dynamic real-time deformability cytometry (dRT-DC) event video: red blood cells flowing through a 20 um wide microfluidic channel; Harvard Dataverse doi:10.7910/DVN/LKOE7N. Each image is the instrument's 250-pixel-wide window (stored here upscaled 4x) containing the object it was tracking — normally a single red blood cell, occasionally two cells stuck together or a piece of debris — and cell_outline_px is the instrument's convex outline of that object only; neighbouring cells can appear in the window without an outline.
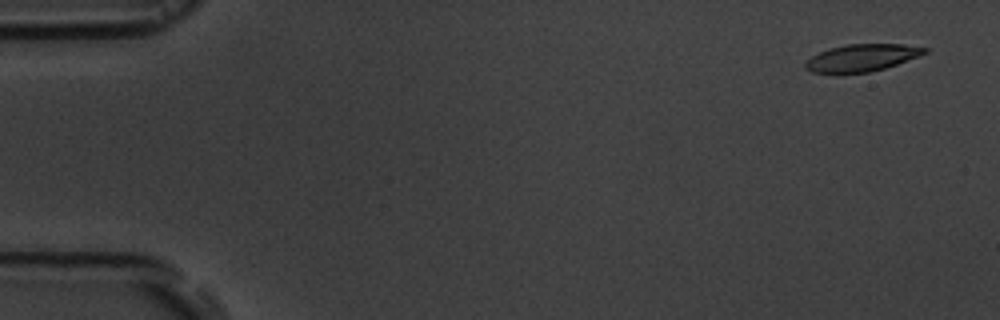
{"species": "common noctule bat (a hibernating species)", "species_latin": "Nyctalus noctula", "temperature_condition": "room temperature", "stored_images_in_passage": 5, "camera_frame_rate_fps": 3000, "um_per_image_px": 0.085, "animal": {"sex": "male", "body_mass_g": 19.5, "forearm_length_mm": 54.6}, "frame": {"image": 1, "passage_image": 1, "time_ms": 0.0, "image_size_px": [1000, 320], "cell_outline_px": [[928, 52], [896, 64], [884, 68], [868, 72], [836, 76], [812, 72], [804, 68], [804, 64], [812, 56], [828, 48], [848, 44], [904, 44], [928, 48]], "centroid_in_image_um": [73.17, 4.95], "position_along_channel_um": 11.8, "area_um2": 19.31}}
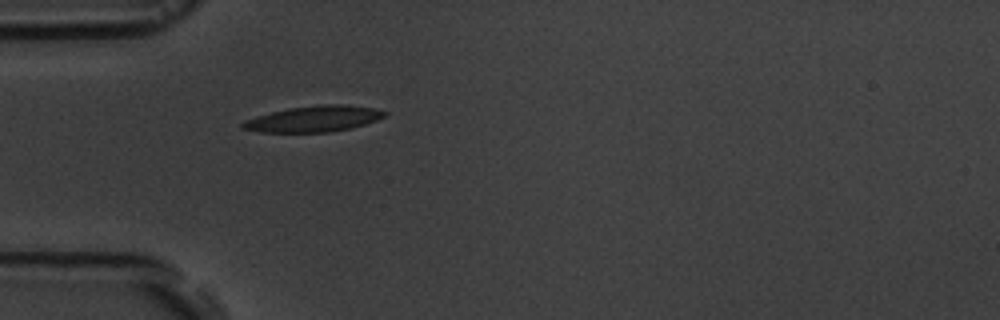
{"frame": {"image": 2, "passage_image": 5, "time_ms": 4.667, "image_size_px": [1000, 320], "cell_outline_px": [[388, 112], [384, 116], [376, 120], [352, 128], [328, 132], [260, 132], [240, 128], [240, 124], [244, 120], [256, 116], [288, 108], [324, 104], [344, 104], [372, 108]], "centroid_in_image_um": [26.63, 10.1], "position_along_channel_um": 58.4, "area_um2": 21.39}}